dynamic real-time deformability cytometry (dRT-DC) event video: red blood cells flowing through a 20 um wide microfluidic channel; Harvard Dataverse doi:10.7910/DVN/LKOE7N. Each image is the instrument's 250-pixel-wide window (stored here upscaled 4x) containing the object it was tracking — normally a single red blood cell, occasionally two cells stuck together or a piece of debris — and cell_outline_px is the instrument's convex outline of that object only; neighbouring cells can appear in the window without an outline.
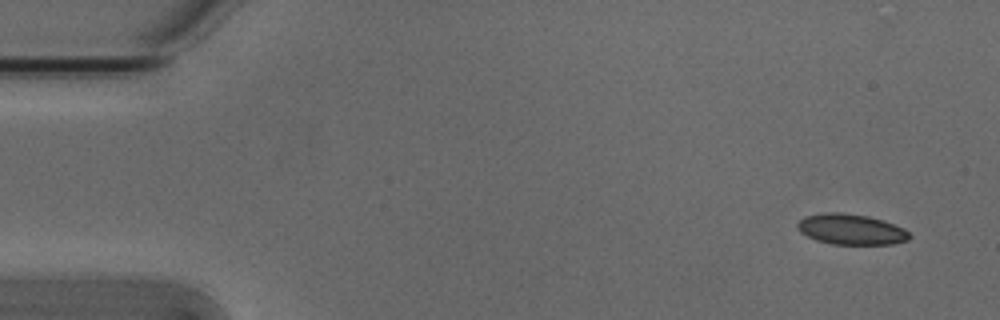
{"species": "Egyptian fruit bat (a non-hibernating species)", "species_latin": "Rousettus aegyptiacus", "temperature_condition": "cold", "stored_images_in_passage": 4, "camera_frame_rate_fps": 3000, "um_per_image_px": 0.085, "animal": {"sex": "male"}, "frame": {"image": 1, "passage_image": 1, "time_ms": 0.0, "image_size_px": [1000, 320], "cell_outline_px": [[912, 236], [908, 240], [892, 244], [832, 244], [816, 240], [800, 232], [796, 228], [796, 224], [804, 216], [824, 212], [840, 212], [868, 216], [884, 220], [904, 228]], "centroid_in_image_um": [72.33, 19.48], "position_along_channel_um": 12.7, "area_um2": 20.11}}
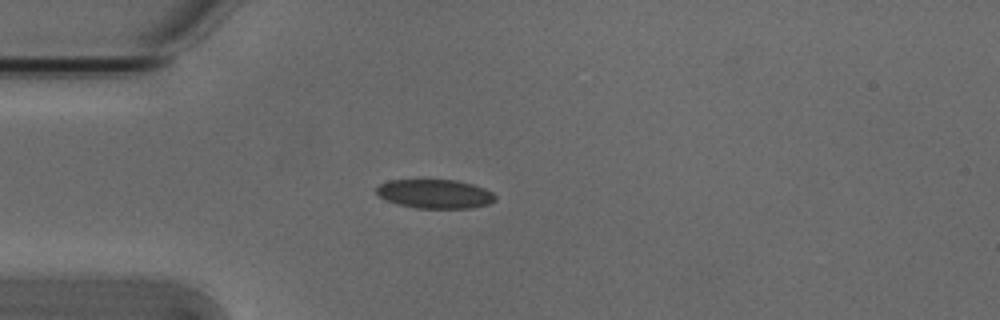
{"frame": {"image": 2, "passage_image": 4, "time_ms": 1.0, "image_size_px": [1000, 320], "cell_outline_px": [[496, 200], [488, 204], [472, 208], [416, 208], [396, 204], [384, 200], [376, 192], [376, 188], [380, 184], [388, 180], [456, 180], [472, 184], [484, 188], [492, 192], [496, 196]], "centroid_in_image_um": [36.96, 16.48], "position_along_channel_um": 48.0, "area_um2": 20.17}}